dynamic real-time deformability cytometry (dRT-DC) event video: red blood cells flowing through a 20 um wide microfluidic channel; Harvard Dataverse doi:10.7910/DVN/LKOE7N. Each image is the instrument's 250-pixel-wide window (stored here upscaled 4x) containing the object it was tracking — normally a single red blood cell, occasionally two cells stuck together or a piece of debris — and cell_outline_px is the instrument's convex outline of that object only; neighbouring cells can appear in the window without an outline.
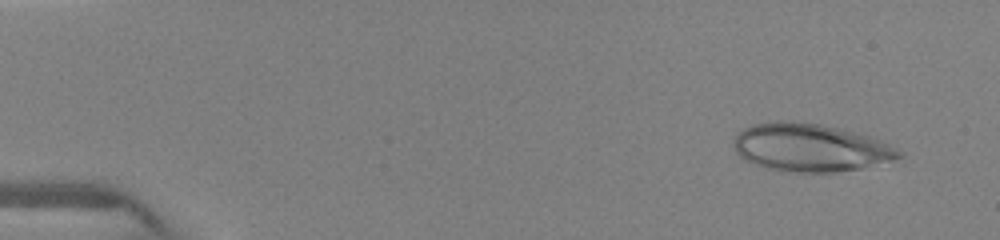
{"species": "human", "species_latin": "Homo sapiens", "temperature_condition": "warm", "stored_images_in_passage": 13, "camera_frame_rate_fps": 3000, "um_per_image_px": 0.085, "donor": {"sex": "female"}, "frame": {"image": 1, "passage_image": 1, "time_ms": 0.0, "image_size_px": [1000, 240], "cell_outline_px": [[904, 156], [892, 160], [860, 168], [836, 172], [796, 172], [768, 168], [756, 164], [740, 156], [736, 152], [732, 144], [736, 132], [752, 124], [780, 120], [820, 124], [868, 136], [880, 140], [904, 152]], "centroid_in_image_um": [68.85, 12.54], "position_along_channel_um": 16.2, "area_um2": 45.72}}